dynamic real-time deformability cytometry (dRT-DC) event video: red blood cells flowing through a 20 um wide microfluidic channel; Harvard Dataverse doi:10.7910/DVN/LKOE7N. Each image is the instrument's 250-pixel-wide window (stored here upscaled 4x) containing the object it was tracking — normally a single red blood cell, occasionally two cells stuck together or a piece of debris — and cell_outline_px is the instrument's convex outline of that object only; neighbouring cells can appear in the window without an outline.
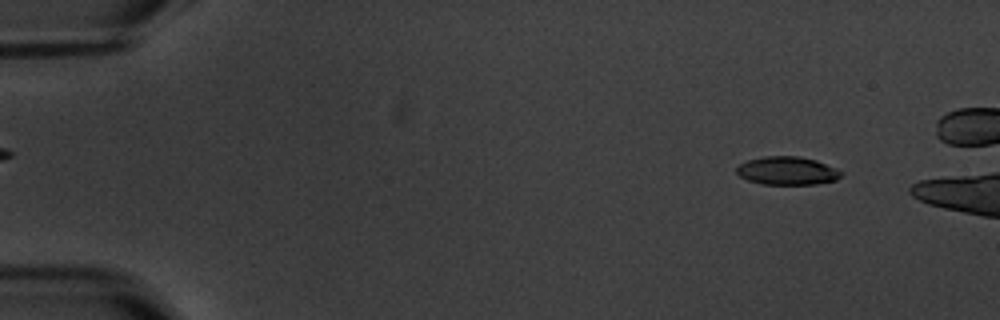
{"species": "common noctule bat (a hibernating species)", "species_latin": "Nyctalus noctula", "temperature_condition": "warm", "stored_images_in_passage": 2, "camera_frame_rate_fps": 3000, "um_per_image_px": 0.085, "animal": {"sex": "male", "body_mass_g": 20.1, "forearm_length_mm": 53.5}, "frame": {"image": 1, "passage_image": 1, "time_ms": 0.0, "image_size_px": [1000, 320], "cell_outline_px": [[840, 176], [836, 180], [816, 184], [764, 184], [748, 180], [740, 176], [736, 172], [736, 168], [740, 164], [748, 160], [764, 156], [800, 156], [816, 160], [836, 168], [840, 172]], "centroid_in_image_um": [66.9, 14.51], "position_along_channel_um": 18.1, "area_um2": 17.05}}